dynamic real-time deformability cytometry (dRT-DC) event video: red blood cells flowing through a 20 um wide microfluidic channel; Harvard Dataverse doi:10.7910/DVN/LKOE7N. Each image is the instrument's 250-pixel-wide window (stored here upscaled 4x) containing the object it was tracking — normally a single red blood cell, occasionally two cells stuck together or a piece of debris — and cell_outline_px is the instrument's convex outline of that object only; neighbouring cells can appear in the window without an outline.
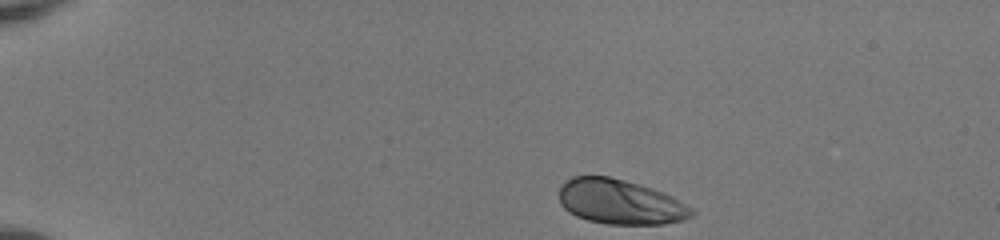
{"species": "human", "species_latin": "Homo sapiens", "temperature_condition": "room temperature", "stored_images_in_passage": 43, "camera_frame_rate_fps": 3000, "um_per_image_px": 0.085, "donor": {"sex": "female"}, "frame": {"image": 1, "passage_image": 1, "time_ms": 0.0, "image_size_px": [1000, 240], "cell_outline_px": [[696, 212], [692, 216], [684, 220], [664, 224], [608, 224], [588, 220], [576, 216], [568, 212], [560, 204], [560, 188], [572, 176], [608, 176], [640, 184], [664, 192], [672, 196], [692, 208]], "centroid_in_image_um": [52.74, 17.17], "position_along_channel_um": 32.3, "area_um2": 34.62}}
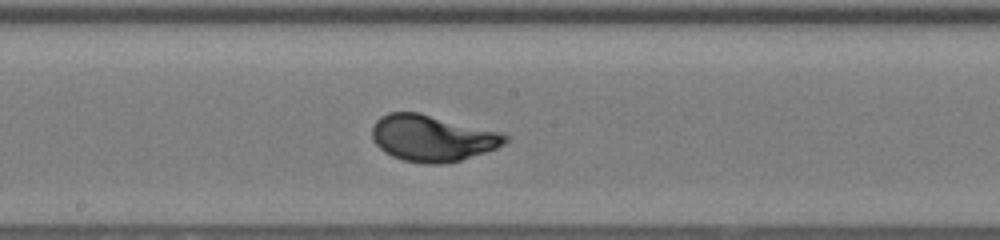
{"frame": {"image": 2, "passage_image": 21, "time_ms": 6.667, "image_size_px": [1000, 240], "cell_outline_px": [[508, 140], [504, 144], [496, 148], [460, 160], [440, 164], [424, 164], [404, 160], [392, 156], [384, 152], [372, 140], [372, 124], [380, 116], [388, 112], [420, 112], [500, 132], [508, 136]], "centroid_in_image_um": [36.7, 11.73], "position_along_channel_um": 211.5, "area_um2": 35.95}}
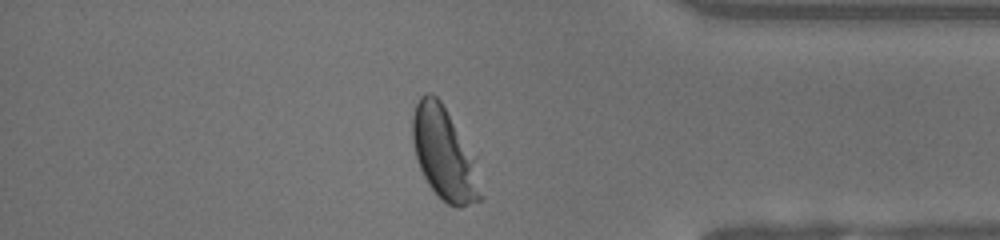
{"frame": {"image": 3, "passage_image": 36, "time_ms": 11.667, "image_size_px": [1000, 240], "cell_outline_px": [[480, 200], [460, 208], [456, 208], [448, 204], [428, 184], [420, 168], [416, 156], [412, 140], [412, 116], [416, 104], [420, 96], [428, 92], [432, 92], [440, 100], [472, 160], [480, 196]], "centroid_in_image_um": [37.64, 13.06], "position_along_channel_um": 397.6, "area_um2": 34.51}, "authors_computed_cell_mechanics": {"area_um2": 34.7378, "velocity_mm_per_s": 4.0167, "shape_relaxation_time_tau1_ms": 1.9936, "shape_relaxation_time_tau2_ms": null, "deformation_change_tau1": 0.1452, "deformation_change_tau2": null}}